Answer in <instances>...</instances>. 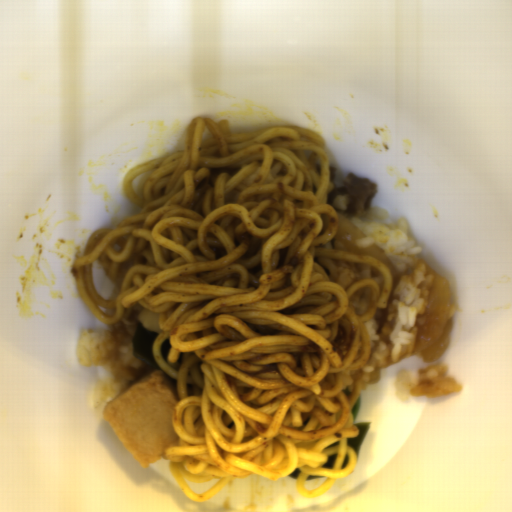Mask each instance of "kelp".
<instances>
[{
    "label": "kelp",
    "instance_id": "obj_2",
    "mask_svg": "<svg viewBox=\"0 0 512 512\" xmlns=\"http://www.w3.org/2000/svg\"><path fill=\"white\" fill-rule=\"evenodd\" d=\"M359 430V435L356 438H346L347 445L355 450L358 459L361 445L370 429V423H355Z\"/></svg>",
    "mask_w": 512,
    "mask_h": 512
},
{
    "label": "kelp",
    "instance_id": "obj_3",
    "mask_svg": "<svg viewBox=\"0 0 512 512\" xmlns=\"http://www.w3.org/2000/svg\"><path fill=\"white\" fill-rule=\"evenodd\" d=\"M172 347L171 343H170V338H166L164 340V342L162 343L161 345V350H160V354L162 356V358L167 361L168 360V356H169V349Z\"/></svg>",
    "mask_w": 512,
    "mask_h": 512
},
{
    "label": "kelp",
    "instance_id": "obj_1",
    "mask_svg": "<svg viewBox=\"0 0 512 512\" xmlns=\"http://www.w3.org/2000/svg\"><path fill=\"white\" fill-rule=\"evenodd\" d=\"M162 333H156L145 327L140 321L132 337V353L151 367L161 370L153 358L152 346L155 338Z\"/></svg>",
    "mask_w": 512,
    "mask_h": 512
},
{
    "label": "kelp",
    "instance_id": "obj_5",
    "mask_svg": "<svg viewBox=\"0 0 512 512\" xmlns=\"http://www.w3.org/2000/svg\"><path fill=\"white\" fill-rule=\"evenodd\" d=\"M301 469H299L298 467L293 470L290 474H288L287 476L291 477V478H295L297 480L299 474L301 473Z\"/></svg>",
    "mask_w": 512,
    "mask_h": 512
},
{
    "label": "kelp",
    "instance_id": "obj_4",
    "mask_svg": "<svg viewBox=\"0 0 512 512\" xmlns=\"http://www.w3.org/2000/svg\"><path fill=\"white\" fill-rule=\"evenodd\" d=\"M336 457H337V453L330 455L328 460L323 464V468H329V469L332 468L335 464Z\"/></svg>",
    "mask_w": 512,
    "mask_h": 512
}]
</instances>
